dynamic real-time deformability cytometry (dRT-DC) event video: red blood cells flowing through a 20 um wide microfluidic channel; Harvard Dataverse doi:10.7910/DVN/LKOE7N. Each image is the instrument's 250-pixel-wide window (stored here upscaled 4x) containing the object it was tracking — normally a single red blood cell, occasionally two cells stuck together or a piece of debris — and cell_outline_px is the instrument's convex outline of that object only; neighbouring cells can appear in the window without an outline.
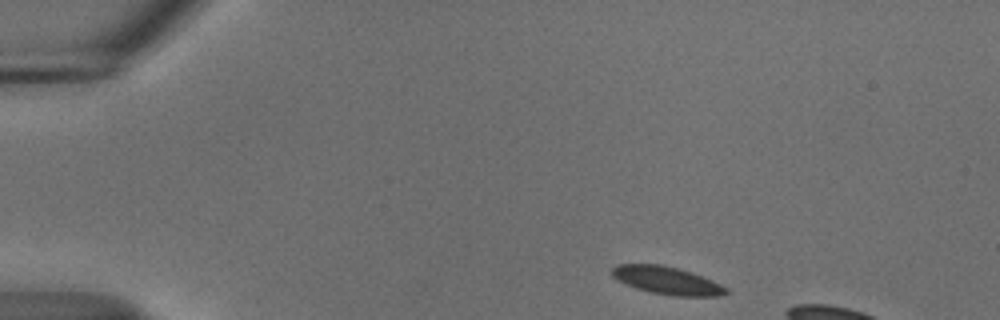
{"species": "common noctule bat (a hibernating species)", "species_latin": "Nyctalus noctula", "temperature_condition": "cold", "stored_images_in_passage": 8, "camera_frame_rate_fps": 3000, "um_per_image_px": 0.085, "animal": {"sex": "male", "body_mass_g": 18.8}, "frame": {"image": 1, "passage_image": 1, "time_ms": 0.0, "image_size_px": [1000, 320], "cell_outline_px": [[732, 292], [720, 296], [672, 296], [652, 292], [636, 288], [612, 276], [612, 268], [616, 264], [660, 264], [676, 268], [712, 280], [728, 288]], "centroid_in_image_um": [56.73, 23.85], "position_along_channel_um": 28.3, "area_um2": 18.21}}